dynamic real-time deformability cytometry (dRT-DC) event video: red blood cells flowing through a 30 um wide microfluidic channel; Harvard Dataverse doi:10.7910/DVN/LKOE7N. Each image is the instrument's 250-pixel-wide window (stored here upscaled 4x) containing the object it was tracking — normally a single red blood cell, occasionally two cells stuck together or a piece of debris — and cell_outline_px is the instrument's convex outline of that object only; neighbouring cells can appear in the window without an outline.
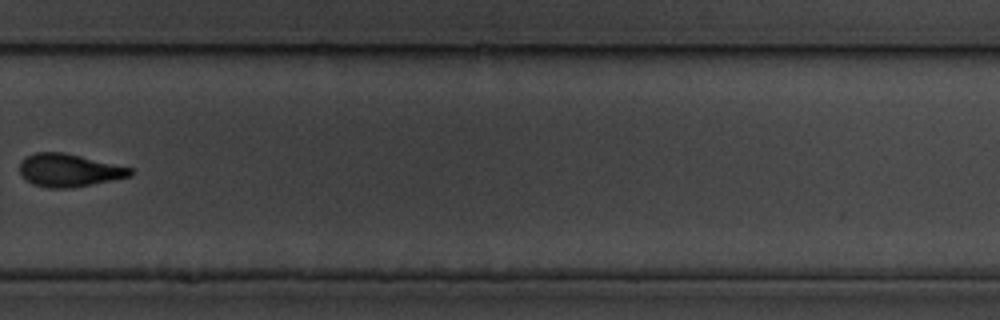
{"species": "common noctule bat (a hibernating species)", "species_latin": "Nyctalus noctula", "temperature_condition": "cold", "stored_images_in_passage": 11, "camera_frame_rate_fps": 3000, "um_per_image_px": 0.085, "animal": {"sex": "male", "body_mass_g": 19.5, "forearm_length_mm": 54.6}, "frame": {"image": 1, "passage_image": 11, "time_ms": 12.0, "image_size_px": [1000, 320], "cell_outline_px": [[132, 176], [72, 188], [48, 188], [32, 184], [20, 172], [20, 160], [24, 156], [36, 152], [64, 152], [132, 168]], "centroid_in_image_um": [5.84, 14.47], "position_along_channel_um": 324.0, "area_um2": 21.15}}